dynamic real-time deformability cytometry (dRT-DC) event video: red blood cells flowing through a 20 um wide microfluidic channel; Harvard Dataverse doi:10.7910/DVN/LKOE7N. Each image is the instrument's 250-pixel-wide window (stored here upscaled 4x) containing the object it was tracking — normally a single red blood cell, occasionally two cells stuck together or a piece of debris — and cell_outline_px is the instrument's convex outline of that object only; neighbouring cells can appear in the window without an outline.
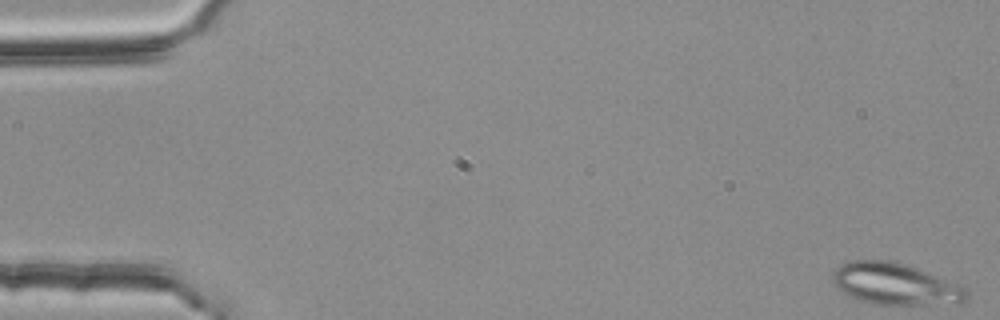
{"species": "common noctule bat (a hibernating species)", "species_latin": "Nyctalus noctula", "temperature_condition": "room temperature", "stored_images_in_passage": 4, "camera_frame_rate_fps": 3000, "um_per_image_px": 0.085, "animal": {"sex": "female", "body_mass_g": 25.1}, "frame": {"image": 1, "passage_image": 1, "time_ms": 0.0, "image_size_px": [1000, 320], "cell_outline_px": [[968, 296], [960, 304], [872, 304], [860, 300], [836, 288], [832, 284], [832, 272], [840, 264], [852, 260], [888, 260], [904, 264], [916, 268], [960, 284], [968, 292]], "centroid_in_image_um": [76.08, 24.14], "position_along_channel_um": 8.9, "area_um2": 32.48}}